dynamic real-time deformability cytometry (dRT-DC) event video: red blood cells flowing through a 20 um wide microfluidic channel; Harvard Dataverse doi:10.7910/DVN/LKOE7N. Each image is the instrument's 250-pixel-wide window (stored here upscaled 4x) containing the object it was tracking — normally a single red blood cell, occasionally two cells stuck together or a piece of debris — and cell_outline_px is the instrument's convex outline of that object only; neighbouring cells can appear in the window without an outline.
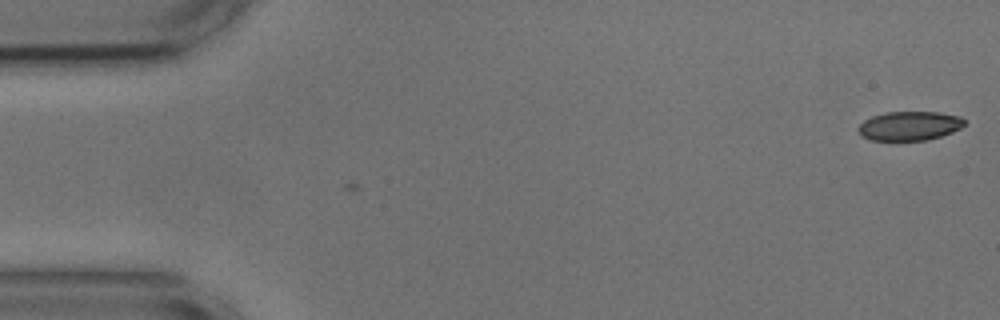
{"species": "common noctule bat (a hibernating species)", "species_latin": "Nyctalus noctula", "temperature_condition": "cold", "stored_images_in_passage": 3, "camera_frame_rate_fps": 3000, "um_per_image_px": 0.085, "animal": {"sex": "male", "body_mass_g": 17.9, "forearm_length_mm": 54.2}, "frame": {"image": 1, "passage_image": 3, "time_ms": 0.667, "image_size_px": [1000, 320], "cell_outline_px": [[964, 124], [960, 128], [952, 132], [940, 136], [924, 140], [872, 140], [860, 136], [856, 128], [864, 120], [872, 116], [888, 112], [940, 112], [960, 116], [964, 120]], "centroid_in_image_um": [77.27, 10.69], "position_along_channel_um": 7.7, "area_um2": 17.98}}